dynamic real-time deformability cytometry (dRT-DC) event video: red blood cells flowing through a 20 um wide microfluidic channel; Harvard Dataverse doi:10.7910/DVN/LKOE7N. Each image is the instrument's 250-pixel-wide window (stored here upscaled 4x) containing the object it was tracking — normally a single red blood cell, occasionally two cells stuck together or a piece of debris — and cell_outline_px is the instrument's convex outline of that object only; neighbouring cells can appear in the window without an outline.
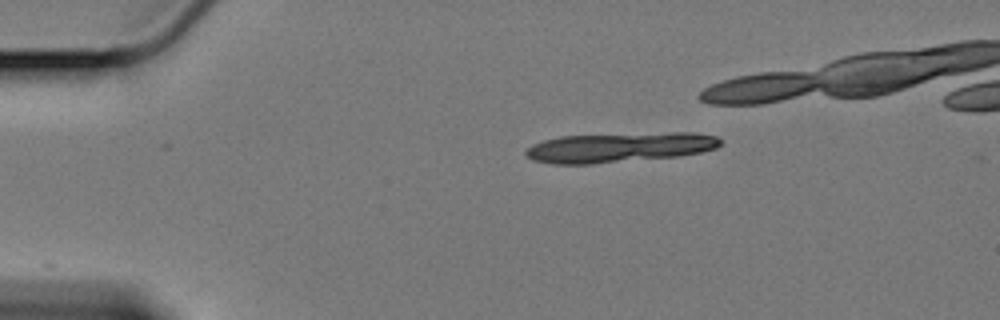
{"species": "Egyptian fruit bat (a non-hibernating species)", "species_latin": "Rousettus aegyptiacus", "temperature_condition": "cold", "stored_images_in_passage": 10, "camera_frame_rate_fps": 3000, "um_per_image_px": 0.085, "animal": {"sex": "female"}, "frame": {"image": 1, "passage_image": 1, "time_ms": 0.0, "image_size_px": [1000, 320], "cell_outline_px": [[720, 144], [716, 148], [700, 152], [680, 156], [592, 164], [552, 164], [532, 160], [524, 152], [528, 148], [544, 140], [560, 136], [672, 132], [692, 132], [716, 136], [720, 140]], "centroid_in_image_um": [52.67, 12.53], "position_along_channel_um": 32.3, "area_um2": 33.7}}